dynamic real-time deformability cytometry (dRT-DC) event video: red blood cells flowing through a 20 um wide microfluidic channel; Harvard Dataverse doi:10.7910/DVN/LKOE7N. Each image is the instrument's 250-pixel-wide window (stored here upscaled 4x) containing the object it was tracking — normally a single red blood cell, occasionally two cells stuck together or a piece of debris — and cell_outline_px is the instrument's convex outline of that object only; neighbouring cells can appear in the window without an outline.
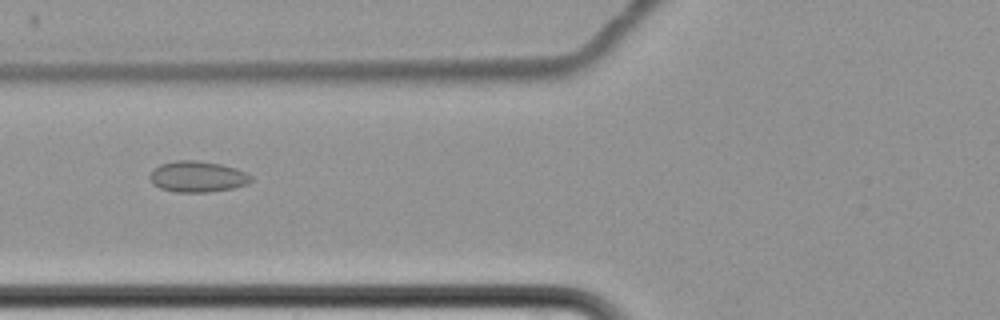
{"species": "common noctule bat (a hibernating species)", "species_latin": "Nyctalus noctula", "temperature_condition": "cold", "stored_images_in_passage": 5, "camera_frame_rate_fps": 3000, "um_per_image_px": 0.085, "animal": {"sex": "female", "body_mass_g": 22.7, "forearm_length_mm": 54.2}, "frame": {"image": 1, "passage_image": 4, "time_ms": 3.667, "image_size_px": [1000, 320], "cell_outline_px": [[252, 180], [248, 184], [232, 188], [208, 192], [176, 192], [160, 188], [152, 184], [148, 176], [160, 164], [176, 160], [196, 160], [220, 164], [236, 168], [252, 176]], "centroid_in_image_um": [16.78, 15.01], "position_along_channel_um": 109.0, "area_um2": 18.26}}
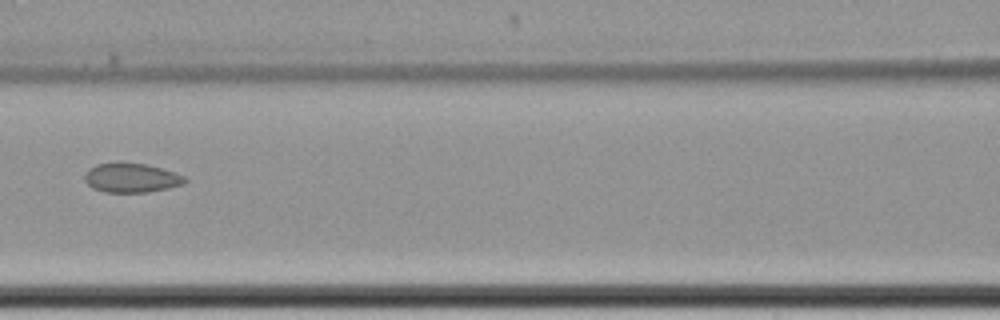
{"frame": {"image": 2, "passage_image": 5, "time_ms": 5.0, "image_size_px": [1000, 320], "cell_outline_px": [[188, 180], [184, 184], [168, 188], [148, 192], [104, 192], [92, 188], [84, 180], [84, 176], [96, 164], [120, 160], [148, 164], [184, 176]], "centroid_in_image_um": [11.15, 15.09], "position_along_channel_um": 155.4, "area_um2": 17.4}}